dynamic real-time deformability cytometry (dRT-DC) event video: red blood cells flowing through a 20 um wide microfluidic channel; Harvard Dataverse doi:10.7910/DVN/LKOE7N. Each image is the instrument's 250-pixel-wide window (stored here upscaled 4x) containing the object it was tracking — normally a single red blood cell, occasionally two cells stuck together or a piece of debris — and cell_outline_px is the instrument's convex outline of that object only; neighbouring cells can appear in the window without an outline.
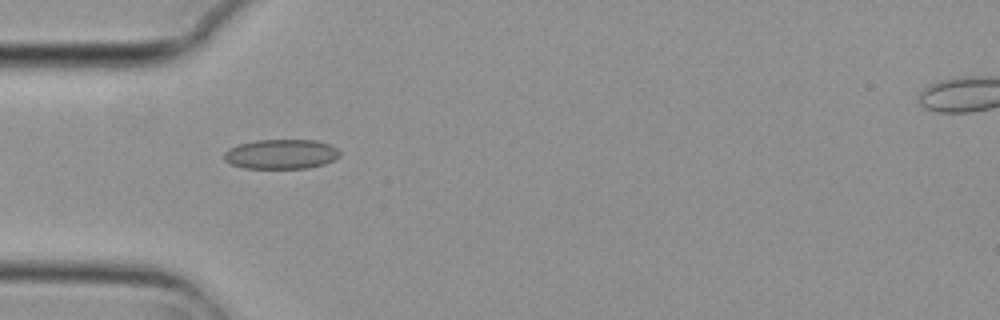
{"species": "common noctule bat (a hibernating species)", "species_latin": "Nyctalus noctula", "temperature_condition": "cold", "stored_images_in_passage": 8, "camera_frame_rate_fps": 3000, "um_per_image_px": 0.085, "animal": {"sex": "female", "body_mass_g": 29.2, "forearm_length_mm": 56.3}, "frame": {"image": 1, "passage_image": 1, "time_ms": 0.0, "image_size_px": [1000, 320], "cell_outline_px": [[340, 156], [324, 164], [308, 168], [244, 168], [232, 164], [224, 160], [224, 152], [228, 148], [240, 144], [256, 140], [316, 140], [328, 144], [336, 148], [340, 152]], "centroid_in_image_um": [23.88, 13.1], "position_along_channel_um": 61.1, "area_um2": 19.94}}
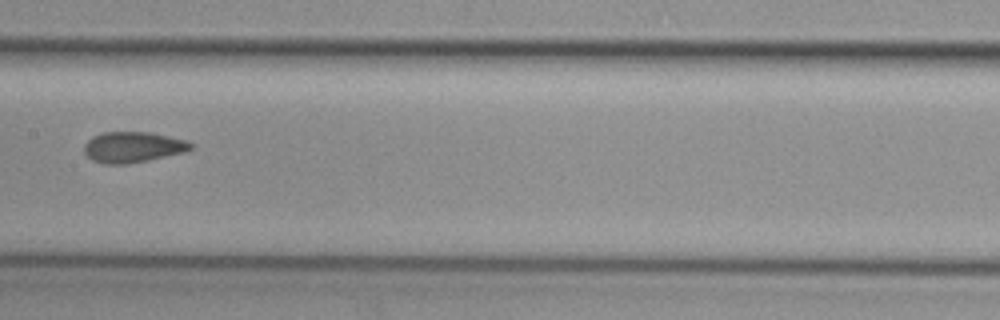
{"frame": {"image": 2, "passage_image": 4, "time_ms": 1.0, "image_size_px": [1000, 320], "cell_outline_px": [[192, 148], [184, 152], [148, 160], [128, 164], [104, 164], [92, 160], [84, 152], [84, 144], [92, 136], [104, 132], [152, 132], [188, 140], [192, 144]], "centroid_in_image_um": [11.29, 12.5], "position_along_channel_um": 196.1, "area_um2": 19.19}}
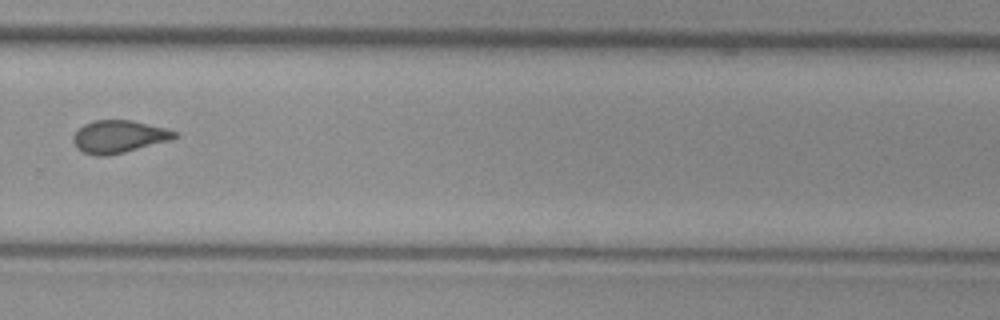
{"frame": {"image": 3, "passage_image": 7, "time_ms": 2.0, "image_size_px": [1000, 320], "cell_outline_px": [[180, 136], [168, 140], [124, 152], [108, 156], [96, 156], [84, 152], [76, 148], [72, 140], [76, 132], [84, 124], [92, 120], [132, 120], [164, 128], [176, 132]], "centroid_in_image_um": [10.06, 11.61], "position_along_channel_um": 319.7, "area_um2": 19.02}}